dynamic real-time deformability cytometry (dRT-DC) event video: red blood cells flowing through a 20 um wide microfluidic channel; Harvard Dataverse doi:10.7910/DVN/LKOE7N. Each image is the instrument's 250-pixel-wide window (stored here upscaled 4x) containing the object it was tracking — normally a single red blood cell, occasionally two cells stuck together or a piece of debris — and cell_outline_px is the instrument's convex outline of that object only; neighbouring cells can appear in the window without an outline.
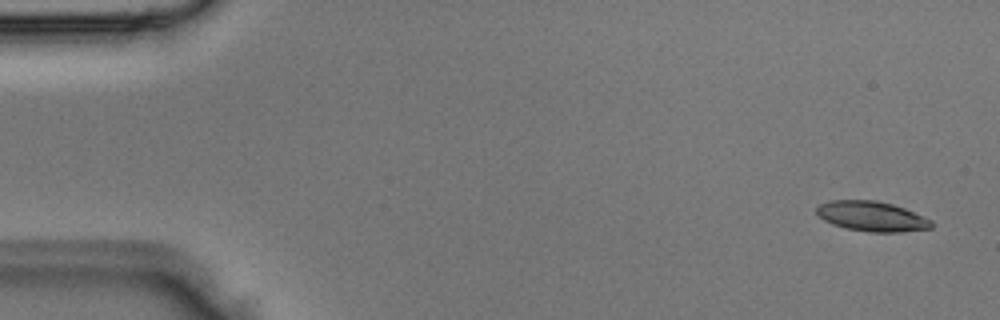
{"species": "Egyptian fruit bat (a non-hibernating species)", "species_latin": "Rousettus aegyptiacus", "temperature_condition": "room temperature", "stored_images_in_passage": 2, "segment_of_instrument_passage": [2, 2], "camera_frame_rate_fps": 3000, "um_per_image_px": 0.085, "animal": {"sex": "male"}, "frame": {"image": 1, "passage_image": 2, "time_ms": 0.333, "image_size_px": [1000, 320], "cell_outline_px": [[932, 228], [900, 232], [868, 232], [844, 228], [832, 224], [824, 220], [816, 212], [816, 208], [820, 204], [828, 200], [876, 200], [892, 204], [904, 208], [932, 220]], "centroid_in_image_um": [74.08, 18.39], "position_along_channel_um": 10.9, "area_um2": 20.11}}